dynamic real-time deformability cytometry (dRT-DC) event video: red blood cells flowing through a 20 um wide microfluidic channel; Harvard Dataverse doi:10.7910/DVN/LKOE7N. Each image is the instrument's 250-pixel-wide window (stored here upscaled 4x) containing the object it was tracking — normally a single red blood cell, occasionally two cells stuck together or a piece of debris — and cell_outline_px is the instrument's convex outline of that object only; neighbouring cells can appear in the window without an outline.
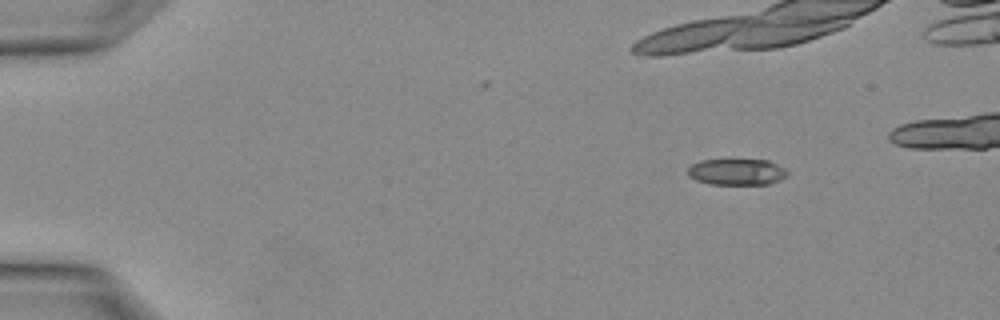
{"species": "Egyptian fruit bat (a non-hibernating species)", "species_latin": "Rousettus aegyptiacus", "temperature_condition": "warm", "stored_images_in_passage": 2, "segment_of_instrument_passage": [2, 2], "camera_frame_rate_fps": 3000, "um_per_image_px": 0.085, "animal": {"sex": "female"}, "frame": {"image": 1, "passage_image": 2, "time_ms": 0.333, "image_size_px": [1000, 320], "cell_outline_px": [[788, 176], [780, 180], [768, 184], [708, 184], [696, 180], [688, 176], [688, 168], [692, 164], [700, 160], [768, 160], [784, 168], [788, 172]], "centroid_in_image_um": [62.62, 14.62], "position_along_channel_um": 22.4, "area_um2": 15.26}}